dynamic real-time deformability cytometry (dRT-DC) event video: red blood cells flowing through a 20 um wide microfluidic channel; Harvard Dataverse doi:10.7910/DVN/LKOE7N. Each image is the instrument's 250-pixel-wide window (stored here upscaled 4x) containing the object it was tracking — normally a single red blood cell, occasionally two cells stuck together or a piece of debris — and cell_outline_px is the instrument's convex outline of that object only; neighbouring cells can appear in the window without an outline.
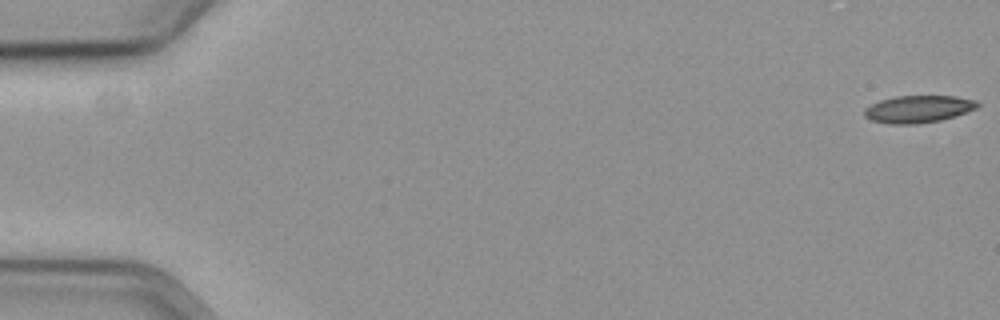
{"species": "common noctule bat (a hibernating species)", "species_latin": "Nyctalus noctula", "temperature_condition": "cold", "stored_images_in_passage": 13, "camera_frame_rate_fps": 3000, "um_per_image_px": 0.085, "animal": {"sex": "female", "body_mass_g": 19.3, "forearm_length_mm": 54.1}, "frame": {"image": 1, "passage_image": 1, "time_ms": 0.0, "image_size_px": [1000, 320], "cell_outline_px": [[980, 104], [976, 108], [956, 116], [940, 120], [916, 124], [892, 124], [872, 120], [864, 116], [864, 108], [880, 100], [896, 96], [956, 96], [976, 100]], "centroid_in_image_um": [78.06, 9.26], "position_along_channel_um": 6.9, "area_um2": 17.92}}